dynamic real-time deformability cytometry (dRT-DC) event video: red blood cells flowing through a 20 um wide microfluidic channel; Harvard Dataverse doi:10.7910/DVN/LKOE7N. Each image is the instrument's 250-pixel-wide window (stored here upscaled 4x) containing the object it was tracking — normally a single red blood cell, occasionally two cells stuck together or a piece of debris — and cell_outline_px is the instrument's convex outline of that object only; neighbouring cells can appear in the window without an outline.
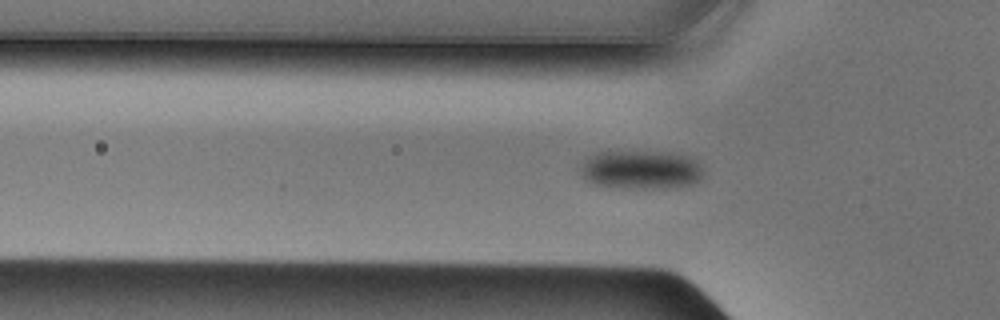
{"species": "Egyptian fruit bat (a non-hibernating species)", "species_latin": "Rousettus aegyptiacus", "temperature_condition": "cold", "stored_images_in_passage": 38, "segment_of_instrument_passage": [1, 2], "camera_frame_rate_fps": 3000, "um_per_image_px": 0.085, "animal": {"sex": "male"}, "frame": {"image": 1, "passage_image": 3, "time_ms": 0.667, "image_size_px": [1000, 320], "cell_outline_px": [[704, 172], [700, 180], [692, 184], [672, 188], [636, 188], [592, 184], [576, 168], [584, 160], [596, 152], [672, 152], [688, 156], [696, 160], [700, 164]], "centroid_in_image_um": [54.5, 14.42], "position_along_channel_um": 71.3, "area_um2": 27.92}}
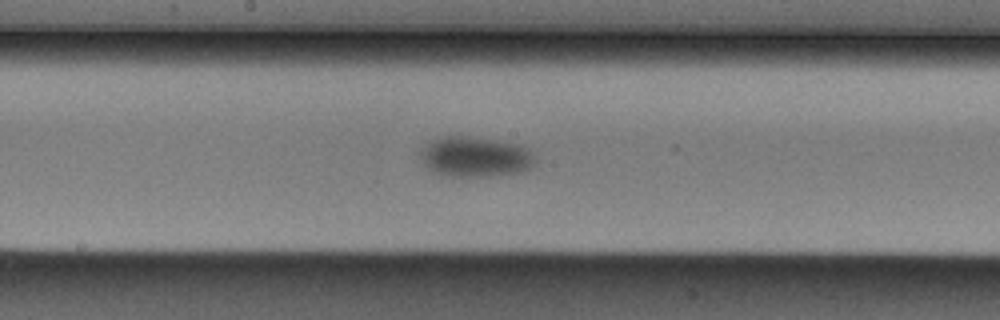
{"frame": {"image": 2, "passage_image": 13, "time_ms": 4.0, "image_size_px": [1000, 320], "cell_outline_px": [[536, 160], [528, 168], [516, 172], [488, 176], [444, 176], [432, 172], [424, 164], [416, 152], [424, 144], [432, 140], [444, 136], [468, 136], [496, 140], [516, 144], [528, 148], [532, 152]], "centroid_in_image_um": [40.3, 13.31], "position_along_channel_um": 207.9, "area_um2": 27.05}}
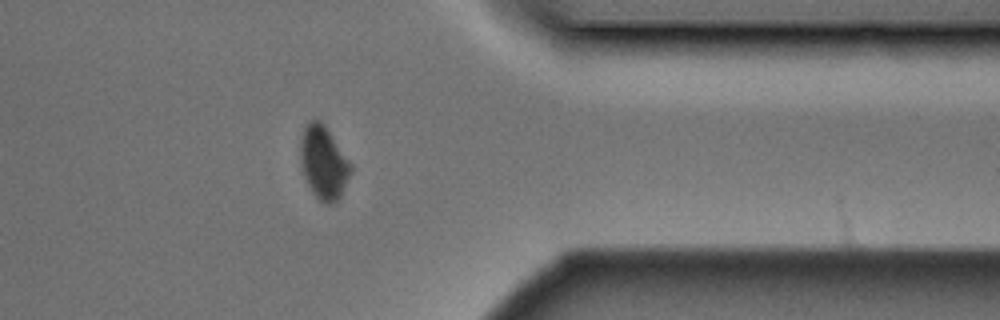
{"frame": {"image": 3, "passage_image": 27, "time_ms": 8.667, "image_size_px": [1000, 320], "cell_outline_px": [[352, 172], [340, 196], [332, 204], [324, 204], [312, 192], [304, 176], [300, 160], [300, 144], [304, 128], [308, 120], [320, 120], [324, 124], [352, 164]], "centroid_in_image_um": [27.51, 13.81], "position_along_channel_um": 383.9, "area_um2": 21.39}}